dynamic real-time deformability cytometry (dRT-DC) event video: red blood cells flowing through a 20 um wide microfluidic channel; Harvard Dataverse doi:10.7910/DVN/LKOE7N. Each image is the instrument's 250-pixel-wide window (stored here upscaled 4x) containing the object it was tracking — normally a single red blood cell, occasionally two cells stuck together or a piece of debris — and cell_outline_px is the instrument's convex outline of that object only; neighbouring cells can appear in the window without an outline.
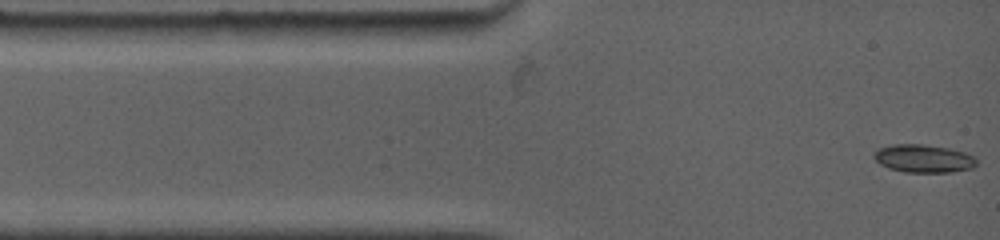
{"species": "common noctule bat (a hibernating species)", "species_latin": "Nyctalus noctula", "temperature_condition": "warm", "stored_images_in_passage": 11, "camera_frame_rate_fps": 4500, "um_per_image_px": 0.085, "animal": {"sex": "female", "body_mass_g": 19.0, "forearm_length_mm": 53.3}, "frame": {"image": 1, "passage_image": 1, "time_ms": 0.0, "image_size_px": [1000, 240], "cell_outline_px": [[976, 164], [972, 168], [952, 172], [904, 172], [888, 168], [880, 164], [876, 160], [876, 152], [880, 148], [892, 144], [920, 144], [948, 148], [964, 152], [972, 156], [976, 160]], "centroid_in_image_um": [78.51, 13.48], "position_along_channel_um": 6.5, "area_um2": 16.47}}
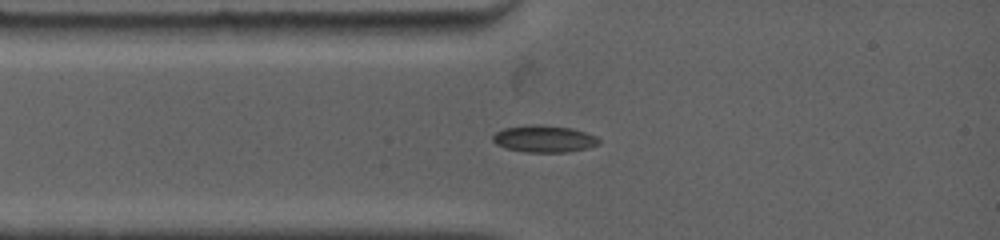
{"frame": {"image": 2, "passage_image": 7, "time_ms": 2.0, "image_size_px": [1000, 240], "cell_outline_px": [[600, 144], [568, 152], [524, 152], [504, 148], [496, 144], [492, 140], [492, 136], [496, 132], [504, 128], [532, 124], [540, 124], [572, 128], [596, 136], [600, 140]], "centroid_in_image_um": [46.22, 11.8], "position_along_channel_um": 38.8, "area_um2": 16.7}}
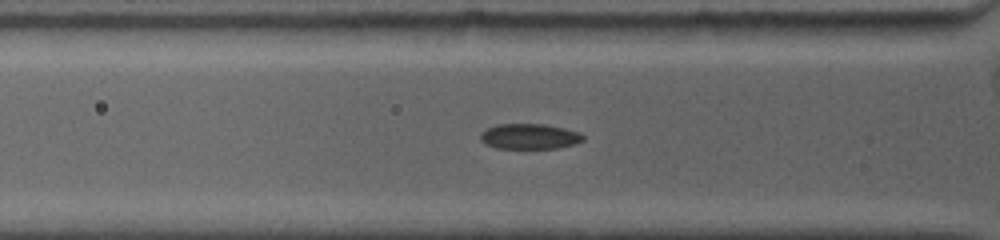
{"frame": {"image": 3, "passage_image": 10, "time_ms": 3.111, "image_size_px": [1000, 240], "cell_outline_px": [[584, 140], [576, 144], [556, 148], [496, 148], [484, 144], [480, 140], [480, 132], [496, 124], [544, 124], [564, 128], [580, 132], [584, 136]], "centroid_in_image_um": [45.0, 11.59], "position_along_channel_um": 80.8, "area_um2": 15.32}}